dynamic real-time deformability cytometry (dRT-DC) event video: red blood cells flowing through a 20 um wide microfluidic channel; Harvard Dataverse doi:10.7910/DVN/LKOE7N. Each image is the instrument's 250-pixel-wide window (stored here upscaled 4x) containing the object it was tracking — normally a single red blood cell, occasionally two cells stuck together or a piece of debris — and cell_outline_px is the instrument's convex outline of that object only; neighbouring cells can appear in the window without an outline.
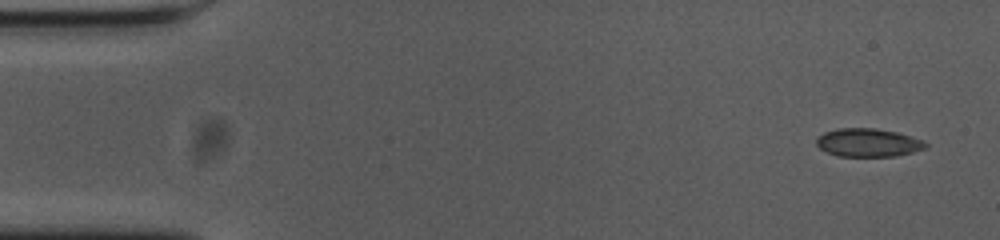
{"species": "common noctule bat (a hibernating species)", "species_latin": "Nyctalus noctula", "temperature_condition": "cold", "stored_images_in_passage": 12, "camera_frame_rate_fps": 3000, "um_per_image_px": 0.085, "animal": {"sex": "female", "body_mass_g": 23.0, "forearm_length_mm": 53.4}, "frame": {"image": 1, "passage_image": 1, "time_ms": 0.0, "image_size_px": [1000, 240], "cell_outline_px": [[928, 148], [896, 156], [836, 156], [820, 148], [816, 144], [816, 140], [824, 132], [836, 128], [876, 128], [896, 132], [912, 136], [924, 140], [928, 144]], "centroid_in_image_um": [73.83, 12.12], "position_along_channel_um": 11.2, "area_um2": 18.09}}